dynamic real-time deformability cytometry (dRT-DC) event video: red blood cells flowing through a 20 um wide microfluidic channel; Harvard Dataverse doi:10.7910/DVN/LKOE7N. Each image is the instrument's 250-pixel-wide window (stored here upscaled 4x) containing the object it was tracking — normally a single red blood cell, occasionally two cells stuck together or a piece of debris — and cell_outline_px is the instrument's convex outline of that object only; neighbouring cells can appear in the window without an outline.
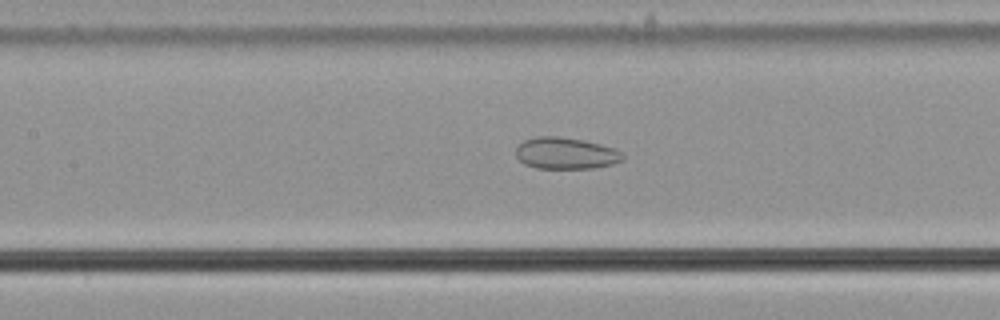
{"species": "common noctule bat (a hibernating species)", "species_latin": "Nyctalus noctula", "temperature_condition": "cold", "stored_images_in_passage": 57, "camera_frame_rate_fps": 3000, "um_per_image_px": 0.085, "animal": {"sex": "male", "body_mass_g": 21.5, "forearm_length_mm": 52.0}, "frame": {"image": 1, "passage_image": 27, "time_ms": 8.667, "image_size_px": [1000, 320], "cell_outline_px": [[624, 160], [612, 164], [596, 168], [536, 168], [524, 164], [516, 156], [516, 148], [524, 140], [536, 136], [556, 136], [584, 140], [600, 144], [612, 148], [620, 152], [624, 156]], "centroid_in_image_um": [48.08, 13.03], "position_along_channel_um": 159.3, "area_um2": 19.65}}
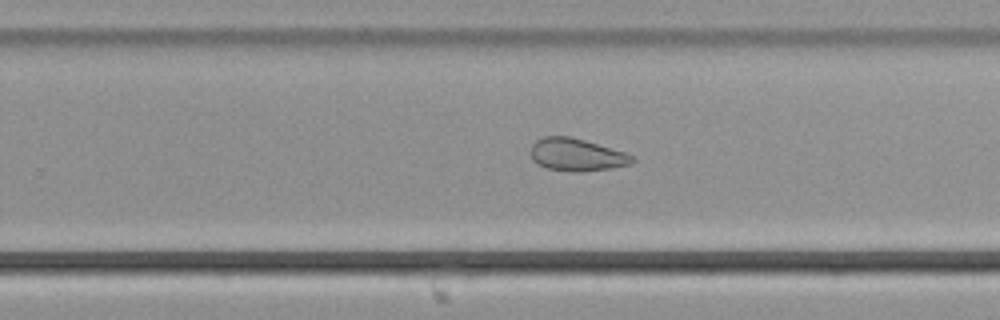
{"frame": {"image": 2, "passage_image": 37, "time_ms": 12.0, "image_size_px": [1000, 320], "cell_outline_px": [[636, 160], [632, 164], [612, 168], [580, 172], [572, 172], [548, 168], [532, 160], [532, 144], [536, 140], [544, 136], [568, 136], [584, 140], [624, 152], [632, 156]], "centroid_in_image_um": [49.03, 13.16], "position_along_channel_um": 280.8, "area_um2": 19.07}}
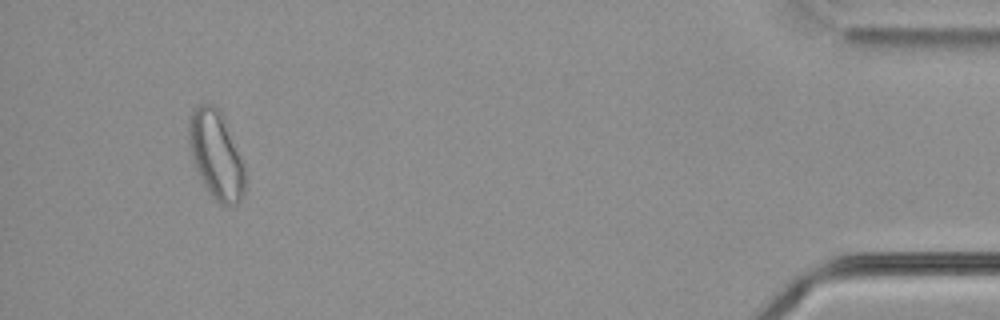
{"frame": {"image": 3, "passage_image": 54, "time_ms": 17.667, "image_size_px": [1000, 320], "cell_outline_px": [[244, 196], [236, 204], [228, 208], [212, 200], [192, 160], [188, 140], [188, 120], [192, 108], [196, 104], [212, 104], [224, 116], [244, 164]], "centroid_in_image_um": [18.35, 13.18], "position_along_channel_um": 416.8, "area_um2": 29.25}, "authors_computed_cell_mechanics": {"area_um2": 25.721, "velocity_mm_per_s": 3.6562, "shape_relaxation_time_tau1_ms": null, "shape_relaxation_time_tau2_ms": 3.8956, "deformation_change_tau1": null, "deformation_change_tau2": 0.106}}